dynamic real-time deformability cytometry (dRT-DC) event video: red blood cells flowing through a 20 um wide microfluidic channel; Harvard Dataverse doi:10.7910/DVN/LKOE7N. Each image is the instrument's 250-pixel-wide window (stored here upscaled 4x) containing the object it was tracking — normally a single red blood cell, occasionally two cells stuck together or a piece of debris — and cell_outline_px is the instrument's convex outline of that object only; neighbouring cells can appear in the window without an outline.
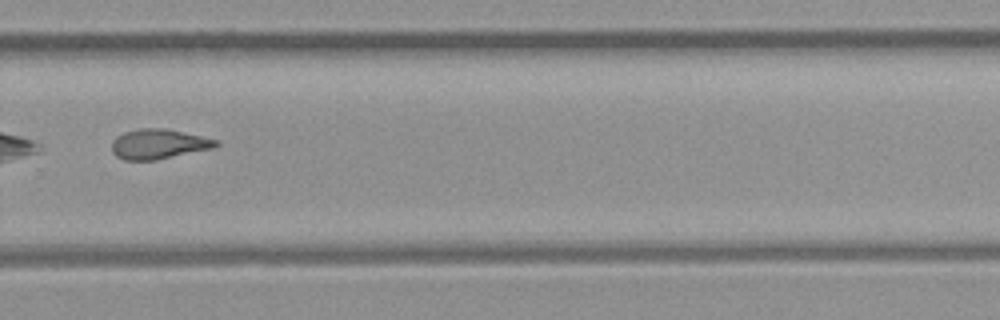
{"species": "common noctule bat (a hibernating species)", "species_latin": "Nyctalus noctula", "temperature_condition": "room temperature", "stored_images_in_passage": 13, "camera_frame_rate_fps": 3000, "um_per_image_px": 0.085, "animal": {"sex": "female", "body_mass_g": 21.9}, "frame": {"image": 1, "passage_image": 10, "time_ms": 11.0, "image_size_px": [1000, 320], "cell_outline_px": [[220, 144], [212, 148], [156, 160], [124, 160], [116, 156], [112, 152], [112, 140], [116, 136], [124, 132], [140, 128], [168, 128], [216, 140]], "centroid_in_image_um": [13.43, 12.24], "position_along_channel_um": 316.4, "area_um2": 18.09}}
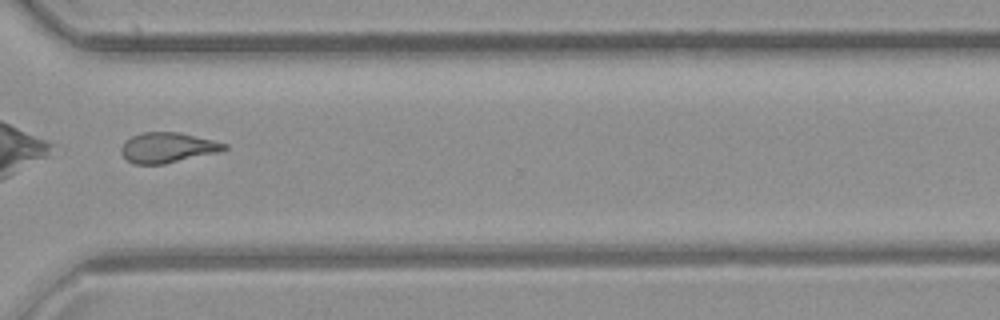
{"frame": {"image": 2, "passage_image": 11, "time_ms": 12.0, "image_size_px": [1000, 320], "cell_outline_px": [[228, 148], [216, 152], [164, 164], [136, 164], [128, 160], [120, 152], [120, 148], [124, 140], [132, 136], [144, 132], [180, 132], [228, 144]], "centroid_in_image_um": [14.2, 12.53], "position_along_channel_um": 356.4, "area_um2": 17.98}}